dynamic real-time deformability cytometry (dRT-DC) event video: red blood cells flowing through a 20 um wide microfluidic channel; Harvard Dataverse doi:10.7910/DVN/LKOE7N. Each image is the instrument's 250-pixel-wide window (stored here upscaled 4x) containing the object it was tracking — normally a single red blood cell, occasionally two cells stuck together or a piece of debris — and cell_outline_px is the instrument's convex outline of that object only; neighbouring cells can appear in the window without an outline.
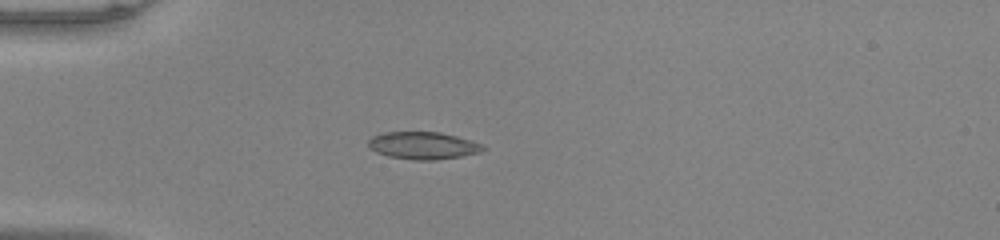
{"species": "common noctule bat (a hibernating species)", "species_latin": "Nyctalus noctula", "temperature_condition": "warm", "stored_images_in_passage": 37, "camera_frame_rate_fps": 3000, "um_per_image_px": 0.085, "animal": {"sex": "male", "body_mass_g": 20.0, "forearm_length_mm": 53.3}, "frame": {"image": 1, "passage_image": 1, "time_ms": 0.0, "image_size_px": [1000, 240], "cell_outline_px": [[488, 148], [480, 152], [460, 156], [436, 160], [416, 160], [388, 156], [376, 152], [368, 144], [368, 140], [372, 136], [380, 132], [440, 132], [472, 140], [484, 144]], "centroid_in_image_um": [35.99, 12.36], "position_along_channel_um": 49.0, "area_um2": 18.38}}
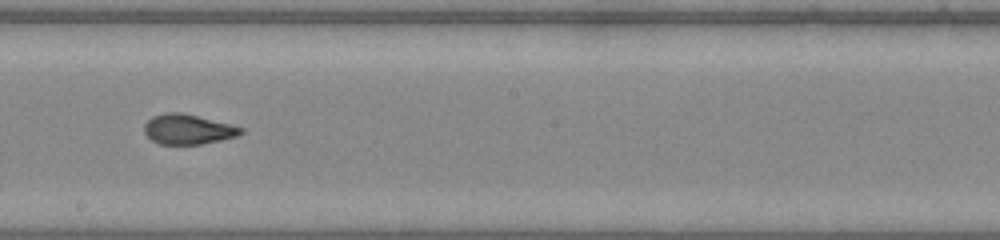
{"frame": {"image": 2, "passage_image": 16, "time_ms": 5.0, "image_size_px": [1000, 240], "cell_outline_px": [[244, 132], [236, 136], [220, 140], [200, 144], [160, 144], [152, 140], [144, 132], [144, 124], [152, 116], [164, 112], [180, 112], [244, 128]], "centroid_in_image_um": [15.94, 10.99], "position_along_channel_um": 232.3, "area_um2": 16.65}}
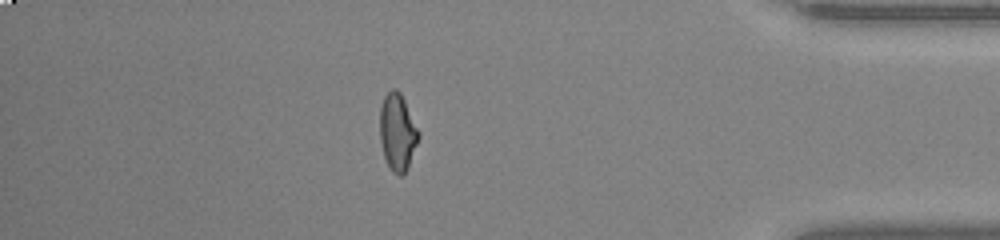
{"frame": {"image": 3, "passage_image": 31, "time_ms": 10.0, "image_size_px": [1000, 240], "cell_outline_px": [[420, 136], [408, 168], [400, 176], [392, 172], [384, 156], [380, 140], [380, 108], [384, 96], [392, 88], [396, 88], [400, 92], [420, 132]], "centroid_in_image_um": [33.79, 11.23], "position_along_channel_um": 401.4, "area_um2": 17.34}, "authors_computed_cell_mechanics": {"area_um2": 16.9932, "velocity_mm_per_s": 4.0545, "shape_relaxation_time_tau1_ms": null, "shape_relaxation_time_tau2_ms": 1.0737, "deformation_change_tau1": null, "deformation_change_tau2": 0.0632}}